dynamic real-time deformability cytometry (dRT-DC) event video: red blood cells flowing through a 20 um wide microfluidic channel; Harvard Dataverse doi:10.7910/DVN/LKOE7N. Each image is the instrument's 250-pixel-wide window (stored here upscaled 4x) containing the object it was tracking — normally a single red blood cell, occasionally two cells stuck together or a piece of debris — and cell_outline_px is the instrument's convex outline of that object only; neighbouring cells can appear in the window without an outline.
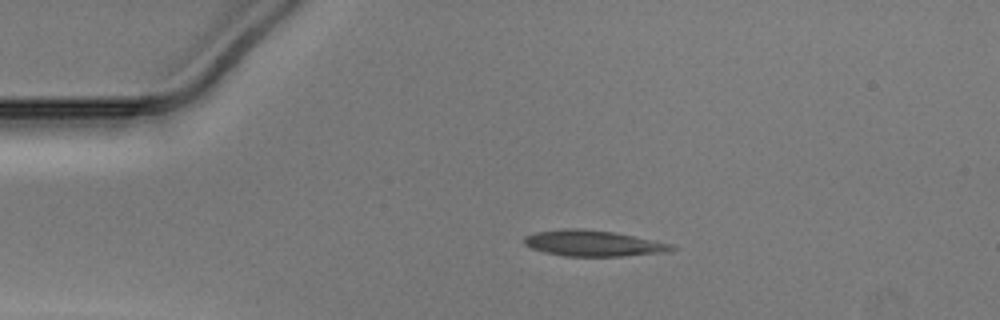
{"species": "Egyptian fruit bat (a non-hibernating species)", "species_latin": "Rousettus aegyptiacus", "temperature_condition": "warm", "stored_images_in_passage": 41, "camera_frame_rate_fps": 3000, "um_per_image_px": 0.085, "animal": {"sex": "male"}, "frame": {"image": 1, "passage_image": 1, "time_ms": 0.0, "image_size_px": [1000, 320], "cell_outline_px": [[676, 248], [664, 252], [624, 256], [564, 256], [544, 252], [532, 248], [524, 244], [524, 236], [536, 232], [564, 228], [584, 228], [612, 232], [672, 244]], "centroid_in_image_um": [50.36, 20.68], "position_along_channel_um": 34.6, "area_um2": 22.08}}
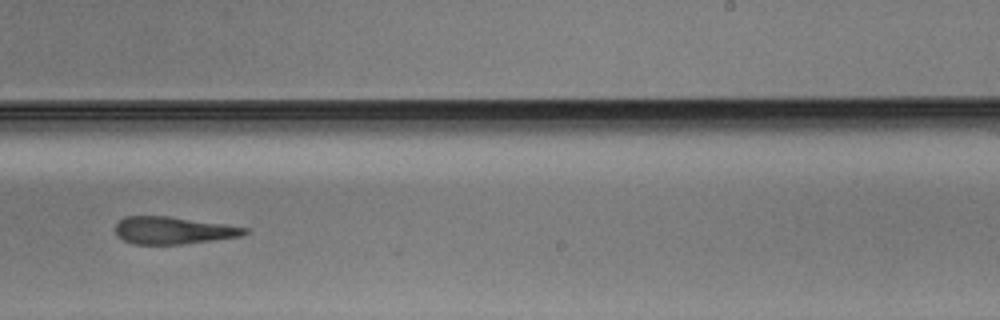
{"frame": {"image": 2, "passage_image": 22, "time_ms": 7.0, "image_size_px": [1000, 320], "cell_outline_px": [[248, 232], [240, 236], [184, 244], [132, 244], [116, 236], [116, 224], [124, 216], [168, 216], [224, 224], [248, 228]], "centroid_in_image_um": [14.68, 19.58], "position_along_channel_um": 274.3, "area_um2": 20.46}}
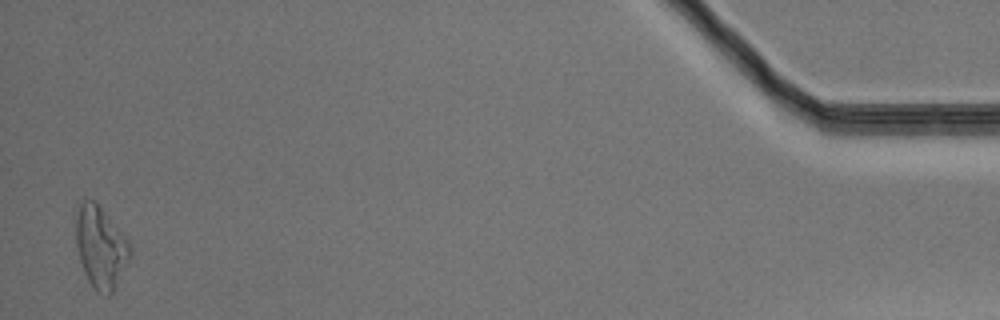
{"frame": {"image": 3, "passage_image": 40, "time_ms": 13.0, "image_size_px": [1000, 320], "cell_outline_px": [[132, 248], [128, 260], [112, 292], [108, 296], [96, 292], [92, 288], [84, 272], [80, 260], [76, 244], [76, 204], [84, 200], [96, 200], [128, 240]], "centroid_in_image_um": [8.53, 20.97], "position_along_channel_um": 426.7, "area_um2": 25.84}}